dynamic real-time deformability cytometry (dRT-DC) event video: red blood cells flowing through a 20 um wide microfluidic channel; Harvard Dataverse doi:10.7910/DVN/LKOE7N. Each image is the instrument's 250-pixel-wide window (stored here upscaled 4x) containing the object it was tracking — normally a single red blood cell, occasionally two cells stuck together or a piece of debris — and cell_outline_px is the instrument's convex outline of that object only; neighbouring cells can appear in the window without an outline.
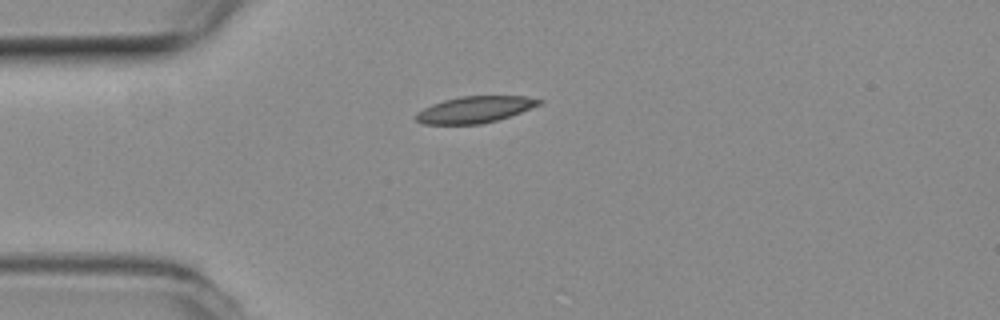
{"species": "common noctule bat (a hibernating species)", "species_latin": "Nyctalus noctula", "temperature_condition": "room temperature", "stored_images_in_passage": 5, "camera_frame_rate_fps": 3000, "um_per_image_px": 0.085, "animal": {"sex": "female", "body_mass_g": 19.3, "forearm_length_mm": 54.1}, "frame": {"image": 1, "passage_image": 5, "time_ms": 1.333, "image_size_px": [1000, 320], "cell_outline_px": [[544, 100], [540, 104], [520, 112], [496, 120], [480, 124], [424, 124], [416, 120], [416, 112], [432, 104], [444, 100], [460, 96], [524, 96]], "centroid_in_image_um": [40.34, 9.3], "position_along_channel_um": 44.7, "area_um2": 18.79}}